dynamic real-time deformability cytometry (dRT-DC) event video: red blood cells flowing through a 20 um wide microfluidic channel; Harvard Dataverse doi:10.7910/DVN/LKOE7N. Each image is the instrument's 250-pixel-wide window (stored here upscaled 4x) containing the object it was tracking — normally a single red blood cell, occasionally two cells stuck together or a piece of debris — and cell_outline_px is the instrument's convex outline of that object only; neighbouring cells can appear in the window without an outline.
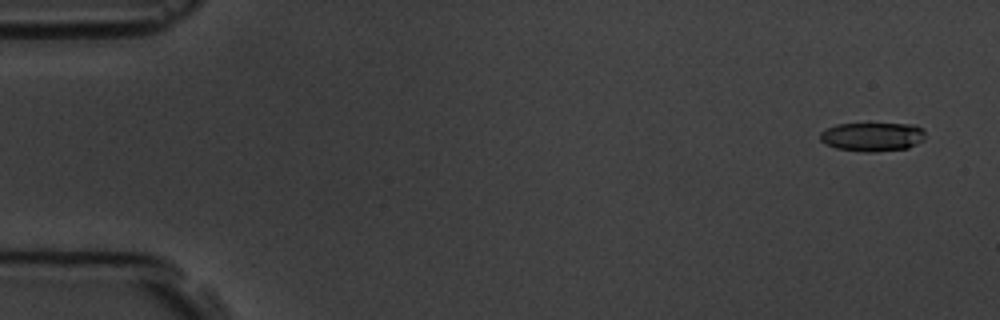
{"species": "common noctule bat (a hibernating species)", "species_latin": "Nyctalus noctula", "temperature_condition": "room temperature", "stored_images_in_passage": 6, "segment_of_instrument_passage": [1, 2], "camera_frame_rate_fps": 3000, "um_per_image_px": 0.085, "animal": {"sex": "male", "body_mass_g": 19.5, "forearm_length_mm": 54.6}, "frame": {"image": 1, "passage_image": 1, "time_ms": 0.0, "image_size_px": [1000, 320], "cell_outline_px": [[924, 140], [908, 148], [872, 152], [864, 152], [836, 148], [824, 144], [820, 140], [820, 132], [836, 124], [912, 124], [920, 128], [924, 132]], "centroid_in_image_um": [74.12, 11.63], "position_along_channel_um": 10.9, "area_um2": 17.63}}
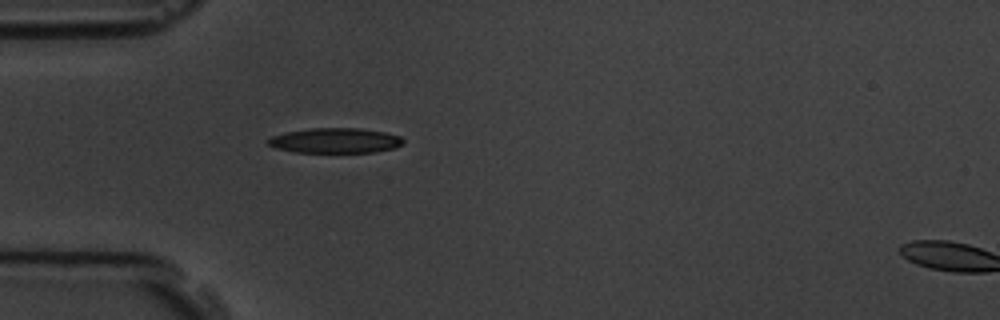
{"frame": {"image": 2, "passage_image": 5, "time_ms": 4.667, "image_size_px": [1000, 320], "cell_outline_px": [[404, 144], [396, 148], [376, 152], [296, 152], [276, 148], [268, 144], [264, 140], [272, 136], [284, 132], [312, 128], [360, 128], [384, 132], [400, 136], [404, 140]], "centroid_in_image_um": [28.5, 11.94], "position_along_channel_um": 56.5, "area_um2": 19.88}}